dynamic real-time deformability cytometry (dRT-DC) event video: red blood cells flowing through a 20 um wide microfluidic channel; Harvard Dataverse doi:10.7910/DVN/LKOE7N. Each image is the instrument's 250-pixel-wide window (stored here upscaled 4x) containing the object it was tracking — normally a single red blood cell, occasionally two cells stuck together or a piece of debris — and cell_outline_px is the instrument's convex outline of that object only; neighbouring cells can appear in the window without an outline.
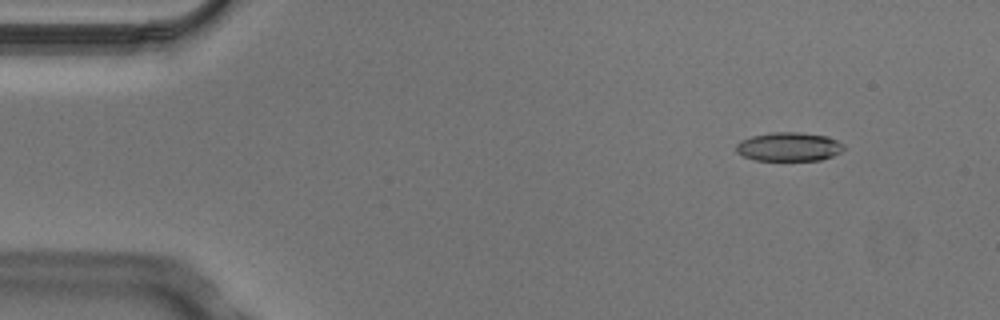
{"species": "Egyptian fruit bat (a non-hibernating species)", "species_latin": "Rousettus aegyptiacus", "temperature_condition": "cold", "stored_images_in_passage": 7, "camera_frame_rate_fps": 3000, "um_per_image_px": 0.085, "animal": {"sex": "male"}, "frame": {"image": 1, "passage_image": 2, "time_ms": 0.333, "image_size_px": [1000, 320], "cell_outline_px": [[844, 148], [840, 152], [832, 156], [820, 160], [756, 160], [744, 156], [736, 152], [736, 144], [740, 140], [752, 136], [772, 132], [800, 132], [828, 136], [844, 144]], "centroid_in_image_um": [67.05, 12.46], "position_along_channel_um": 17.9, "area_um2": 18.09}}
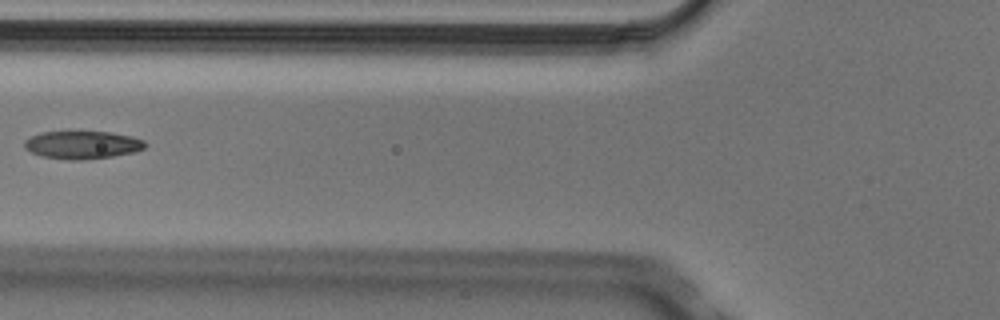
{"frame": {"image": 2, "passage_image": 6, "time_ms": 1.667, "image_size_px": [1000, 320], "cell_outline_px": [[148, 144], [144, 148], [132, 152], [112, 156], [80, 160], [68, 160], [44, 156], [32, 152], [24, 148], [24, 140], [40, 132], [68, 128], [112, 132], [132, 136], [144, 140]], "centroid_in_image_um": [6.97, 12.24], "position_along_channel_um": 118.8, "area_um2": 20.52}}
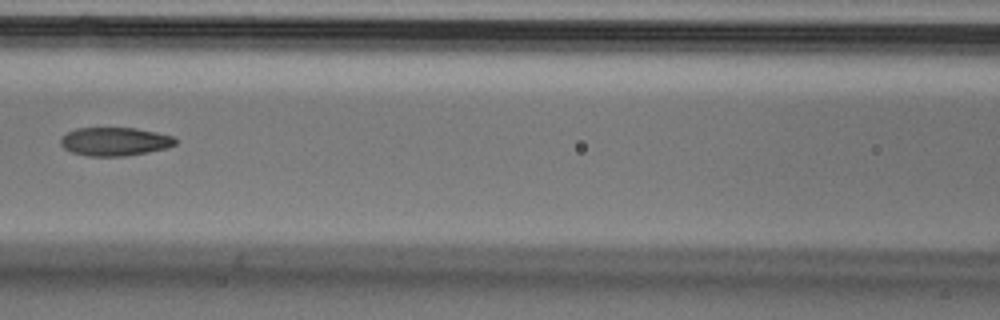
{"frame": {"image": 3, "passage_image": 7, "time_ms": 2.0, "image_size_px": [1000, 320], "cell_outline_px": [[176, 144], [168, 148], [148, 152], [124, 156], [88, 156], [72, 152], [64, 148], [60, 144], [60, 140], [68, 132], [76, 128], [136, 128], [156, 132], [172, 136], [176, 140]], "centroid_in_image_um": [9.77, 12.03], "position_along_channel_um": 156.8, "area_um2": 18.96}}